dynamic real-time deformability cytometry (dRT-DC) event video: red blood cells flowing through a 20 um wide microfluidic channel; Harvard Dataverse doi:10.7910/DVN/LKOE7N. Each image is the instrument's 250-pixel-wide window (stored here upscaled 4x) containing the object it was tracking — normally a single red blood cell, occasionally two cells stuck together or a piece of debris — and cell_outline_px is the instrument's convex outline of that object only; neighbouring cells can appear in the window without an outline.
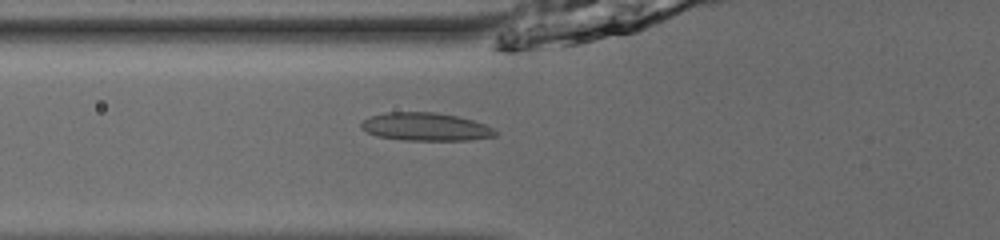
{"species": "common noctule bat (a hibernating species)", "species_latin": "Nyctalus noctula", "temperature_condition": "room temperature", "stored_images_in_passage": 33, "camera_frame_rate_fps": 3000, "um_per_image_px": 0.085, "animal": {"sex": "male", "body_mass_g": 13.0, "forearm_length_mm": 53.1}, "frame": {"image": 1, "passage_image": 5, "time_ms": 1.333, "image_size_px": [1000, 240], "cell_outline_px": [[496, 136], [468, 140], [404, 140], [376, 136], [360, 128], [360, 124], [368, 116], [388, 112], [436, 112], [456, 116], [472, 120], [484, 124], [492, 128], [496, 132]], "centroid_in_image_um": [36.14, 10.77], "position_along_channel_um": 89.7, "area_um2": 21.85}}
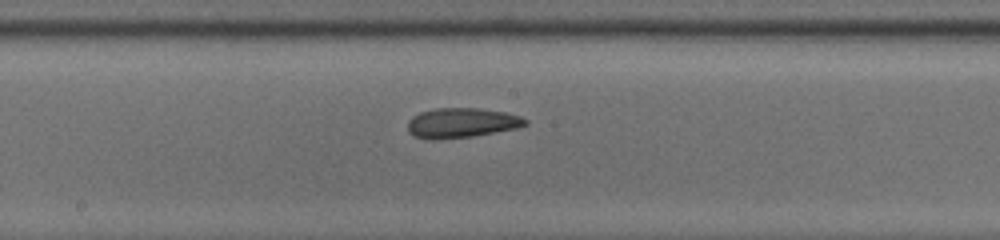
{"frame": {"image": 2, "passage_image": 14, "time_ms": 4.333, "image_size_px": [1000, 240], "cell_outline_px": [[528, 124], [516, 128], [472, 136], [432, 140], [412, 136], [408, 132], [408, 120], [412, 116], [420, 112], [436, 108], [480, 108], [504, 112], [520, 116], [528, 120]], "centroid_in_image_um": [39.2, 10.44], "position_along_channel_um": 209.0, "area_um2": 20.46}}
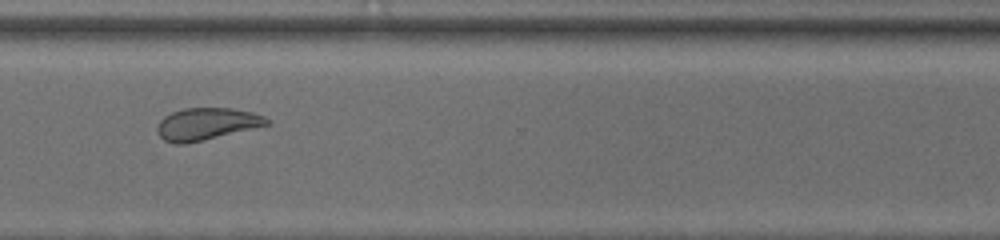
{"frame": {"image": 3, "passage_image": 25, "time_ms": 8.0, "image_size_px": [1000, 240], "cell_outline_px": [[272, 124], [204, 140], [184, 144], [176, 144], [164, 140], [160, 136], [156, 128], [160, 120], [164, 116], [172, 112], [184, 108], [232, 108], [252, 112], [264, 116], [272, 120]], "centroid_in_image_um": [17.59, 10.53], "position_along_channel_um": 353.0, "area_um2": 20.63}, "authors_computed_cell_mechanics": {"area_um2": 20.6346, "velocity_mm_per_s": 3.9454, "shape_relaxation_time_tau1_ms": 8.7017, "shape_relaxation_time_tau2_ms": 1.6352, "deformation_change_tau1": 0.1657, "deformation_change_tau2": 0.0753}}